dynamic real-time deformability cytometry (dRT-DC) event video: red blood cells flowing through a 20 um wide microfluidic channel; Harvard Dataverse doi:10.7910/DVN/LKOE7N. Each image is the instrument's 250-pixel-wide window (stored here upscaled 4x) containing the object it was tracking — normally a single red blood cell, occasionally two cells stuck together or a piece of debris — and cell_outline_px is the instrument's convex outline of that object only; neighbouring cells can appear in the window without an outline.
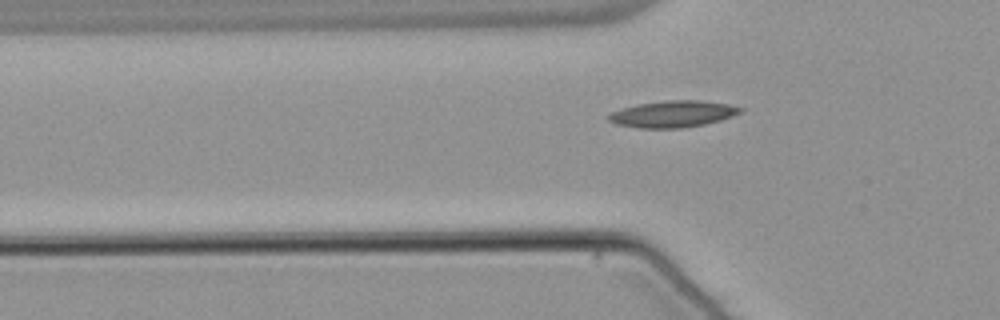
{"species": "common noctule bat (a hibernating species)", "species_latin": "Nyctalus noctula", "temperature_condition": "warm", "stored_images_in_passage": 37, "camera_frame_rate_fps": 3000, "um_per_image_px": 0.085, "animal": {"sex": "male", "body_mass_g": 21.5, "forearm_length_mm": 52.0}, "frame": {"image": 1, "passage_image": 7, "time_ms": 2.0, "image_size_px": [1000, 320], "cell_outline_px": [[744, 112], [720, 120], [704, 124], [680, 128], [640, 128], [616, 124], [608, 120], [604, 116], [612, 112], [636, 104], [668, 100], [700, 100], [728, 104], [744, 108]], "centroid_in_image_um": [57.2, 9.68], "position_along_channel_um": 68.6, "area_um2": 20.46}}
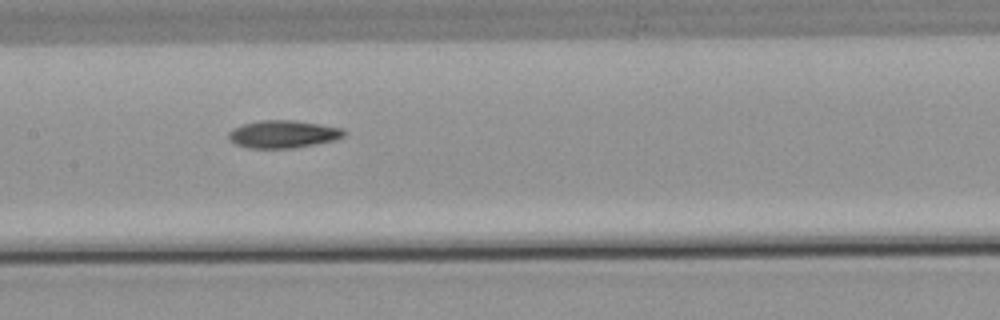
{"frame": {"image": 2, "passage_image": 16, "time_ms": 5.0, "image_size_px": [1000, 320], "cell_outline_px": [[348, 132], [344, 136], [336, 140], [316, 144], [292, 148], [248, 148], [236, 144], [228, 140], [228, 132], [232, 128], [244, 124], [260, 120], [296, 120], [344, 128]], "centroid_in_image_um": [24.09, 11.4], "position_along_channel_um": 183.3, "area_um2": 18.84}}
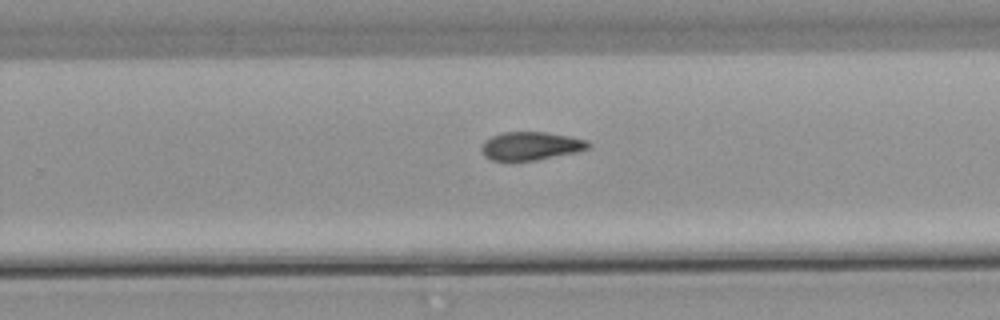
{"frame": {"image": 3, "passage_image": 24, "time_ms": 7.667, "image_size_px": [1000, 320], "cell_outline_px": [[592, 144], [588, 148], [576, 152], [536, 160], [492, 160], [484, 156], [480, 148], [480, 144], [484, 140], [492, 136], [504, 132], [548, 132], [588, 140]], "centroid_in_image_um": [45.1, 12.39], "position_along_channel_um": 284.7, "area_um2": 17.63}, "authors_computed_cell_mechanics": {"area_um2": 17.9758, "velocity_mm_per_s": 3.8176, "shape_relaxation_time_tau1_ms": null, "shape_relaxation_time_tau2_ms": 8.1172, "deformation_change_tau1": null, "deformation_change_tau2": 0.1388}}